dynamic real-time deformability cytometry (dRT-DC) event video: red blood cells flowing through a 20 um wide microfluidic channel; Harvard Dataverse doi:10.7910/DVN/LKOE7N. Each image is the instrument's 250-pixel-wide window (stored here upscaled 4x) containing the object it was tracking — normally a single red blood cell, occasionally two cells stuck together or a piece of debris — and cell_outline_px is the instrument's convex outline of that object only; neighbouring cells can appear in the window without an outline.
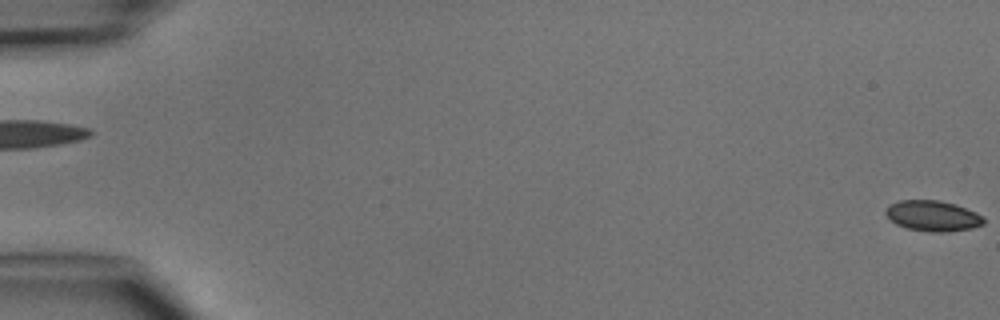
{"species": "common noctule bat (a hibernating species)", "species_latin": "Nyctalus noctula", "temperature_condition": "cold", "stored_images_in_passage": 4, "segment_of_instrument_passage": [2, 2], "camera_frame_rate_fps": 3000, "um_per_image_px": 0.085, "animal": {"sex": "male", "body_mass_g": 15.6}, "frame": {"image": 1, "passage_image": 4, "time_ms": 3.333, "image_size_px": [1000, 320], "cell_outline_px": [[984, 224], [972, 228], [944, 232], [928, 232], [908, 228], [896, 224], [884, 212], [888, 204], [900, 200], [940, 200], [976, 212], [984, 216]], "centroid_in_image_um": [79.27, 18.35], "position_along_channel_um": 5.7, "area_um2": 17.4}}